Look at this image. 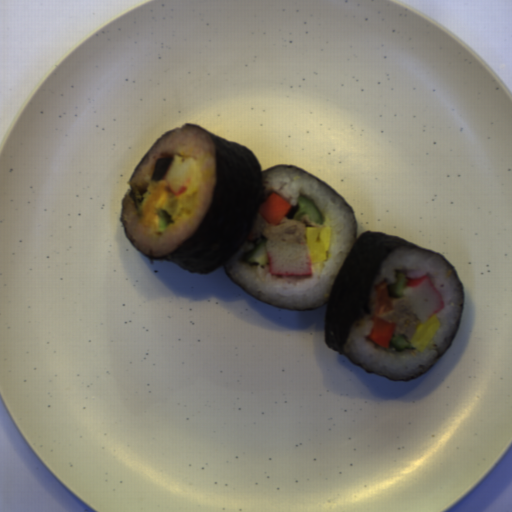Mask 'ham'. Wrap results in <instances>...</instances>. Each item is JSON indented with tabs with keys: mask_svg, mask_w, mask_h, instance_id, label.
Segmentation results:
<instances>
[{
	"mask_svg": "<svg viewBox=\"0 0 512 512\" xmlns=\"http://www.w3.org/2000/svg\"><path fill=\"white\" fill-rule=\"evenodd\" d=\"M252 232L255 236L274 242L307 244L306 225L302 221L283 218L279 223L269 224L260 214Z\"/></svg>",
	"mask_w": 512,
	"mask_h": 512,
	"instance_id": "37f43c06",
	"label": "ham"
},
{
	"mask_svg": "<svg viewBox=\"0 0 512 512\" xmlns=\"http://www.w3.org/2000/svg\"><path fill=\"white\" fill-rule=\"evenodd\" d=\"M410 298H397L393 301V311L379 316L382 320L395 325L394 335H404L410 342L420 324L418 317L411 311Z\"/></svg>",
	"mask_w": 512,
	"mask_h": 512,
	"instance_id": "09b19980",
	"label": "ham"
}]
</instances>
